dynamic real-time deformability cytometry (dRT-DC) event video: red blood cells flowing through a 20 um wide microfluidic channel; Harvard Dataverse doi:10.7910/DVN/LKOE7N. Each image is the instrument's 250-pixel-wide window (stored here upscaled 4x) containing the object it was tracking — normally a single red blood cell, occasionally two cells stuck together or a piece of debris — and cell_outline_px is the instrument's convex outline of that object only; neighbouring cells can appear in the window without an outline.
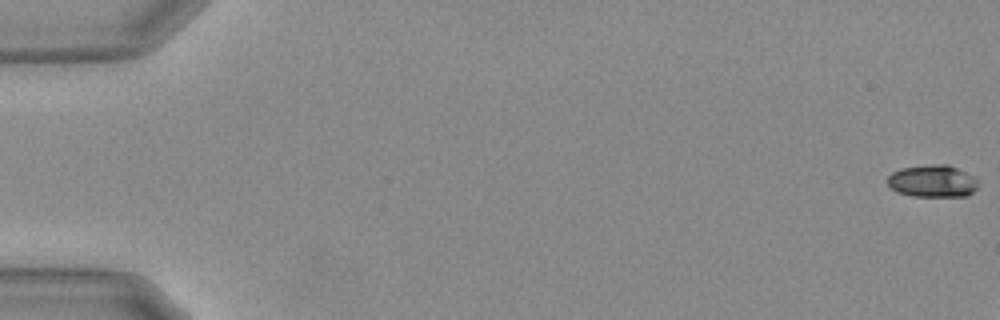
{"species": "Egyptian fruit bat (a non-hibernating species)", "species_latin": "Rousettus aegyptiacus", "temperature_condition": "warm", "stored_images_in_passage": 8, "camera_frame_rate_fps": 3000, "um_per_image_px": 0.085, "animal": {"sex": "female"}, "frame": {"image": 1, "passage_image": 1, "time_ms": 0.0, "image_size_px": [1000, 320], "cell_outline_px": [[976, 188], [968, 196], [912, 196], [896, 192], [884, 180], [892, 172], [900, 168], [928, 164], [948, 164], [972, 176], [976, 180]], "centroid_in_image_um": [79.19, 15.39], "position_along_channel_um": 5.8, "area_um2": 17.05}}